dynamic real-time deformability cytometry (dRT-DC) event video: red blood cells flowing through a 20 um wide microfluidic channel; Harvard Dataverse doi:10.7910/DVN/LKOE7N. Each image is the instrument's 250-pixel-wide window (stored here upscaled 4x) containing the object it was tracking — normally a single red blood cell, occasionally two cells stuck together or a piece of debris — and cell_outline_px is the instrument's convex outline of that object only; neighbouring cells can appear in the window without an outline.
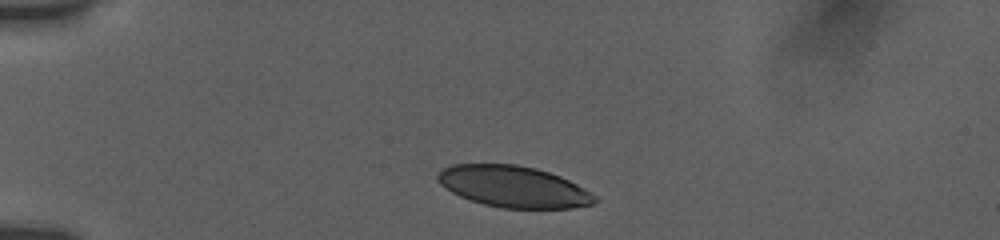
{"species": "human", "species_latin": "Homo sapiens", "temperature_condition": "room temperature", "stored_images_in_passage": 15, "camera_frame_rate_fps": 3000, "um_per_image_px": 0.085, "donor": {"sex": "female"}, "frame": {"image": 1, "passage_image": 2, "time_ms": 0.667, "image_size_px": [1000, 240], "cell_outline_px": [[600, 200], [592, 204], [572, 208], [500, 208], [484, 204], [460, 196], [452, 192], [440, 184], [436, 180], [436, 176], [444, 168], [452, 164], [516, 164], [536, 168], [560, 176], [584, 188], [596, 196]], "centroid_in_image_um": [43.65, 15.86], "position_along_channel_um": 41.3, "area_um2": 37.8}}
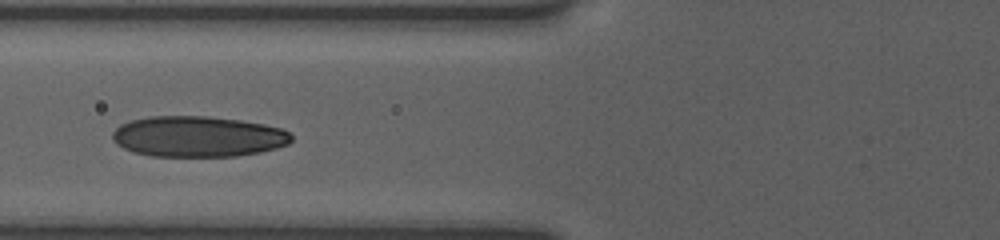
{"frame": {"image": 2, "passage_image": 8, "time_ms": 3.667, "image_size_px": [1000, 240], "cell_outline_px": [[292, 140], [288, 144], [276, 148], [260, 152], [236, 156], [152, 156], [132, 152], [116, 144], [112, 140], [112, 132], [120, 124], [132, 120], [152, 116], [204, 116], [240, 120], [280, 128], [288, 132], [292, 136]], "centroid_in_image_um": [16.79, 11.61], "position_along_channel_um": 109.0, "area_um2": 42.43}}
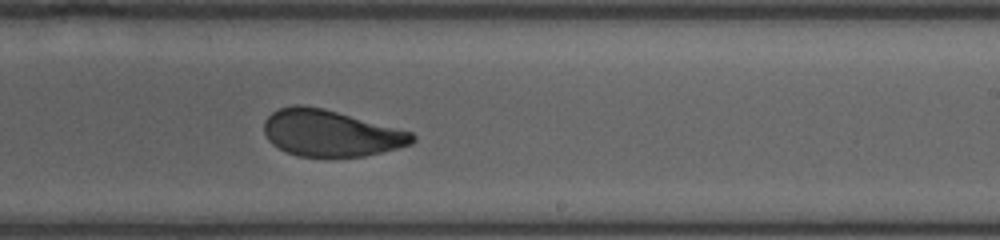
{"frame": {"image": 3, "passage_image": 15, "time_ms": 7.667, "image_size_px": [1000, 240], "cell_outline_px": [[416, 140], [412, 144], [364, 156], [296, 156], [272, 144], [268, 140], [264, 132], [264, 120], [272, 112], [280, 108], [292, 104], [304, 104], [324, 108], [412, 132], [416, 136]], "centroid_in_image_um": [28.08, 11.3], "position_along_channel_um": 260.9, "area_um2": 40.06}}